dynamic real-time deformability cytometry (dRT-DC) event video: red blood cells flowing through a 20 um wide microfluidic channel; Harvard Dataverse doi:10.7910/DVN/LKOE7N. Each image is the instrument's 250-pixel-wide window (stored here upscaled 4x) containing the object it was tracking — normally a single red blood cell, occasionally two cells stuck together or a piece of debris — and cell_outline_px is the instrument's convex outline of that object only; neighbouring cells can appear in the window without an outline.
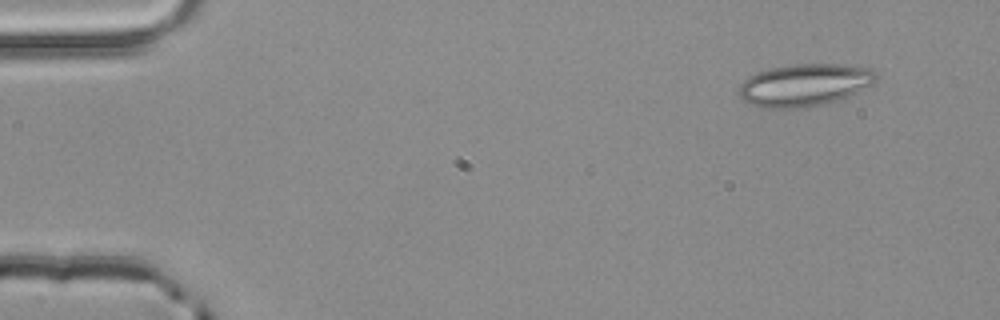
{"species": "common noctule bat (a hibernating species)", "species_latin": "Nyctalus noctula", "temperature_condition": "room temperature", "stored_images_in_passage": 3, "camera_frame_rate_fps": 3000, "um_per_image_px": 0.085, "animal": {"sex": "male", "body_mass_g": 20.4}, "frame": {"image": 1, "passage_image": 1, "time_ms": 0.0, "image_size_px": [1000, 320], "cell_outline_px": [[876, 80], [872, 84], [848, 96], [824, 104], [808, 108], [764, 108], [752, 104], [744, 100], [740, 96], [740, 84], [748, 76], [756, 72], [772, 68], [796, 64], [844, 64], [872, 68], [876, 72]], "centroid_in_image_um": [68.4, 7.22], "position_along_channel_um": 16.6, "area_um2": 33.81}}